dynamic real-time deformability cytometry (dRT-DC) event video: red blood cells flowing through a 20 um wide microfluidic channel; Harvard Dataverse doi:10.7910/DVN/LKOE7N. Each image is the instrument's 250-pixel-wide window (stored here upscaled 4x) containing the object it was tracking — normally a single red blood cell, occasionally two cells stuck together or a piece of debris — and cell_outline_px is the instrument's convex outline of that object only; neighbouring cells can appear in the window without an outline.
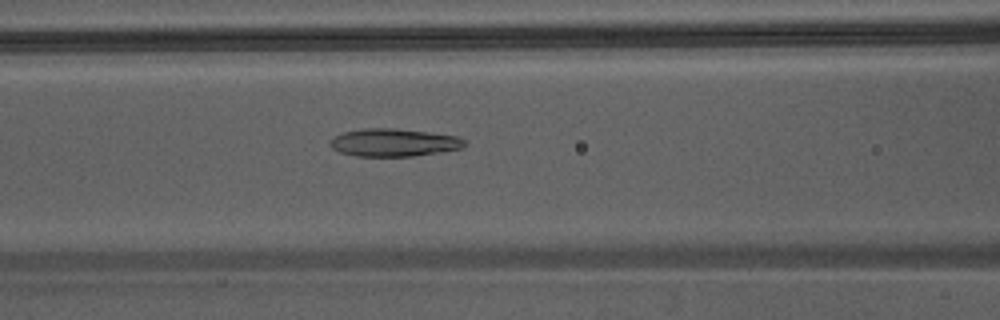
{"species": "Egyptian fruit bat (a non-hibernating species)", "species_latin": "Rousettus aegyptiacus", "temperature_condition": "warm", "stored_images_in_passage": 7, "camera_frame_rate_fps": 3000, "um_per_image_px": 0.085, "animal": {"sex": "male"}, "frame": {"image": 1, "passage_image": 7, "time_ms": 2.0, "image_size_px": [1000, 320], "cell_outline_px": [[468, 144], [460, 148], [412, 156], [356, 156], [340, 152], [332, 148], [328, 144], [328, 140], [344, 132], [364, 128], [396, 128], [428, 132], [456, 136], [464, 140]], "centroid_in_image_um": [33.42, 12.11], "position_along_channel_um": 133.2, "area_um2": 21.62}}